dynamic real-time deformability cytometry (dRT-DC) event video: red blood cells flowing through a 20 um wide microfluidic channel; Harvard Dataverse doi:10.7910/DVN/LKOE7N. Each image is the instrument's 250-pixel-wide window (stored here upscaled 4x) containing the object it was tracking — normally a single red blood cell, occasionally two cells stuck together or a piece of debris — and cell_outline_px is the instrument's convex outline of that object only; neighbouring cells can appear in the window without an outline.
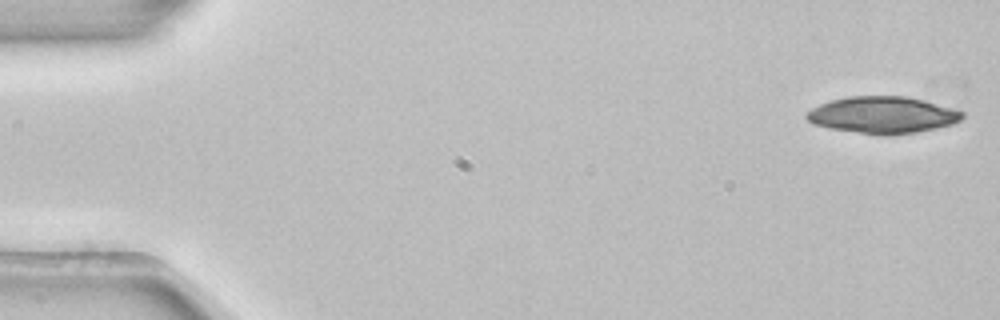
{"species": "common noctule bat (a hibernating species)", "species_latin": "Nyctalus noctula", "temperature_condition": "room temperature", "stored_images_in_passage": 5, "camera_frame_rate_fps": 3000, "um_per_image_px": 0.085, "animal": {"sex": "female", "body_mass_g": 22.7, "forearm_length_mm": 54.2}, "frame": {"image": 1, "passage_image": 1, "time_ms": 0.0, "image_size_px": [1000, 320], "cell_outline_px": [[964, 116], [960, 120], [952, 124], [936, 128], [916, 132], [888, 136], [880, 136], [828, 128], [812, 124], [804, 116], [804, 112], [820, 104], [832, 100], [848, 96], [908, 96], [956, 108], [964, 112]], "centroid_in_image_um": [75.02, 9.77], "position_along_channel_um": 10.0, "area_um2": 33.87}}